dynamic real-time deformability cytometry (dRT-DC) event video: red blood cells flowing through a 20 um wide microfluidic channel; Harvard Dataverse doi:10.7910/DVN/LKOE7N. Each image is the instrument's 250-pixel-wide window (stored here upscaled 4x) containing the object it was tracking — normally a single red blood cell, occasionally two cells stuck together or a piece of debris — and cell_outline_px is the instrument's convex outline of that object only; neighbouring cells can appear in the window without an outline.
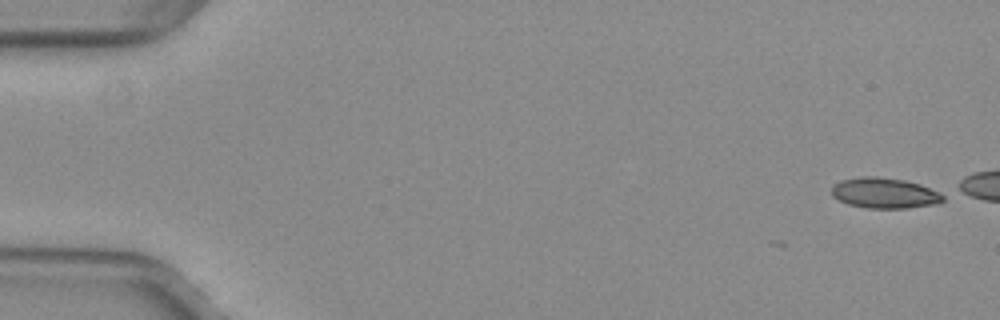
{"species": "common noctule bat (a hibernating species)", "species_latin": "Nyctalus noctula", "temperature_condition": "warm", "stored_images_in_passage": 3, "camera_frame_rate_fps": 3000, "um_per_image_px": 0.085, "animal": {"sex": "female", "body_mass_g": 29.2, "forearm_length_mm": 56.3}, "frame": {"image": 1, "passage_image": 3, "time_ms": 0.667, "image_size_px": [1000, 320], "cell_outline_px": [[944, 200], [940, 204], [908, 208], [864, 208], [848, 204], [832, 196], [832, 184], [840, 180], [860, 176], [876, 176], [904, 180], [920, 184], [944, 196]], "centroid_in_image_um": [75.16, 16.41], "position_along_channel_um": 9.8, "area_um2": 19.94}}